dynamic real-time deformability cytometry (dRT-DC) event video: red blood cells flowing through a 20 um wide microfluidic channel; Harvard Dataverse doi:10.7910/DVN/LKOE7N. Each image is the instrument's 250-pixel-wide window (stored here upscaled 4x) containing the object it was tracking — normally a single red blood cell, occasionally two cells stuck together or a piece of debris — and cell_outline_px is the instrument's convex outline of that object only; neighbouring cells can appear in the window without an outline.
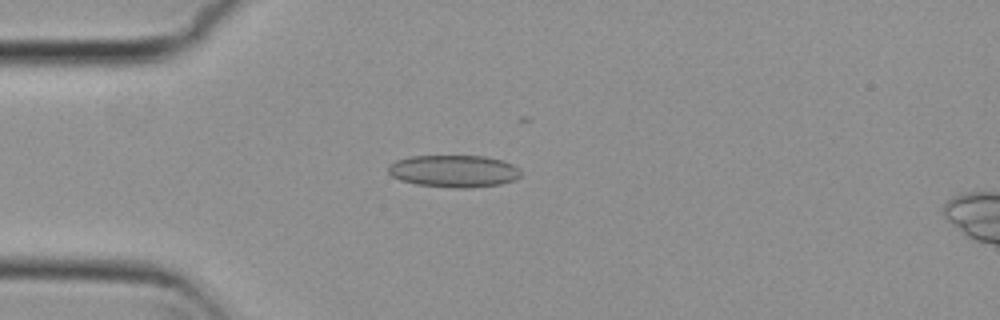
{"species": "common noctule bat (a hibernating species)", "species_latin": "Nyctalus noctula", "temperature_condition": "cold", "stored_images_in_passage": 14, "camera_frame_rate_fps": 3000, "um_per_image_px": 0.085, "animal": {"sex": "female", "body_mass_g": 29.2, "forearm_length_mm": 56.3}, "frame": {"image": 1, "passage_image": 14, "time_ms": 4.333, "image_size_px": [1000, 320], "cell_outline_px": [[520, 176], [512, 180], [500, 184], [472, 188], [452, 188], [416, 184], [400, 180], [392, 176], [388, 172], [388, 164], [396, 160], [408, 156], [484, 156], [504, 160], [512, 164], [520, 172]], "centroid_in_image_um": [38.53, 14.54], "position_along_channel_um": 46.5, "area_um2": 24.97}}